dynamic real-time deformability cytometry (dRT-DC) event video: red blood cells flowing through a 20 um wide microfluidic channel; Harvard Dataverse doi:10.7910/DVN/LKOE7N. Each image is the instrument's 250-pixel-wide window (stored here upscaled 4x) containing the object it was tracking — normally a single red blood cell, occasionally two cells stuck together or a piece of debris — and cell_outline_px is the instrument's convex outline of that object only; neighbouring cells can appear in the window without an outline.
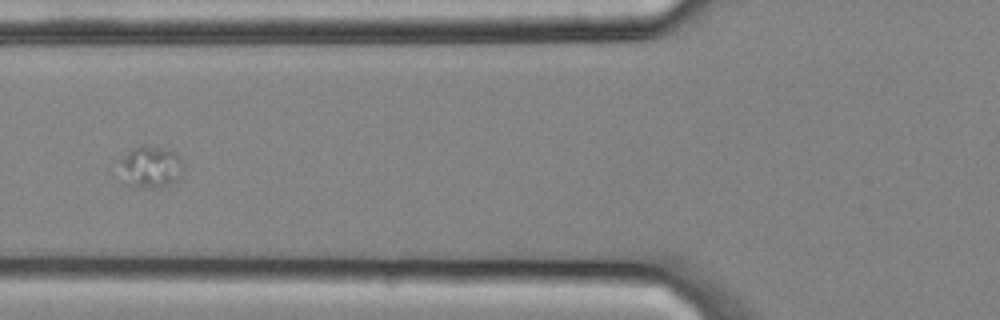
{"species": "common noctule bat (a hibernating species)", "species_latin": "Nyctalus noctula", "temperature_condition": "cold", "stored_images_in_passage": 6, "camera_frame_rate_fps": 3000, "um_per_image_px": 0.085, "animal": {"sex": "male", "body_mass_g": 20.4}, "frame": {"image": 1, "passage_image": 5, "time_ms": 1.333, "image_size_px": [1000, 320], "cell_outline_px": [[184, 168], [168, 184], [160, 188], [156, 188], [124, 184], [120, 160], [132, 148], [164, 148], [172, 152], [184, 164]], "centroid_in_image_um": [12.77, 14.22], "position_along_channel_um": 113.0, "area_um2": 14.57}}